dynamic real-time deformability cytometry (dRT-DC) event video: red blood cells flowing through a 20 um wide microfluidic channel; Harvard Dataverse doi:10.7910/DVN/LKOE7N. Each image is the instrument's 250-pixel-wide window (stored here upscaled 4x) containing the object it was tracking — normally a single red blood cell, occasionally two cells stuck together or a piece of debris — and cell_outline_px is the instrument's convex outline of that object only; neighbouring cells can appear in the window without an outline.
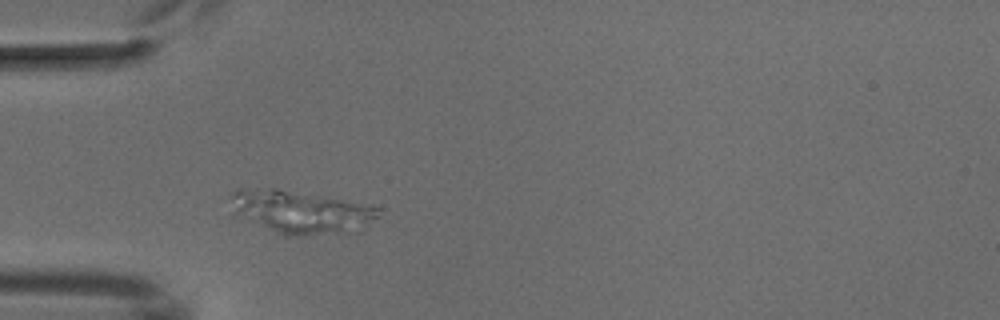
{"species": "common noctule bat (a hibernating species)", "species_latin": "Nyctalus noctula", "temperature_condition": "cold", "stored_images_in_passage": 3, "camera_frame_rate_fps": 3000, "um_per_image_px": 0.085, "animal": {"sex": "male", "body_mass_g": 18.8}, "frame": {"image": 1, "passage_image": 3, "time_ms": 2.333, "image_size_px": [1000, 320], "cell_outline_px": [[384, 208], [380, 216], [348, 232], [304, 236], [284, 236], [236, 212], [232, 196], [232, 192], [236, 188], [276, 188], [324, 196]], "centroid_in_image_um": [25.63, 17.99], "position_along_channel_um": 59.4, "area_um2": 36.01}}